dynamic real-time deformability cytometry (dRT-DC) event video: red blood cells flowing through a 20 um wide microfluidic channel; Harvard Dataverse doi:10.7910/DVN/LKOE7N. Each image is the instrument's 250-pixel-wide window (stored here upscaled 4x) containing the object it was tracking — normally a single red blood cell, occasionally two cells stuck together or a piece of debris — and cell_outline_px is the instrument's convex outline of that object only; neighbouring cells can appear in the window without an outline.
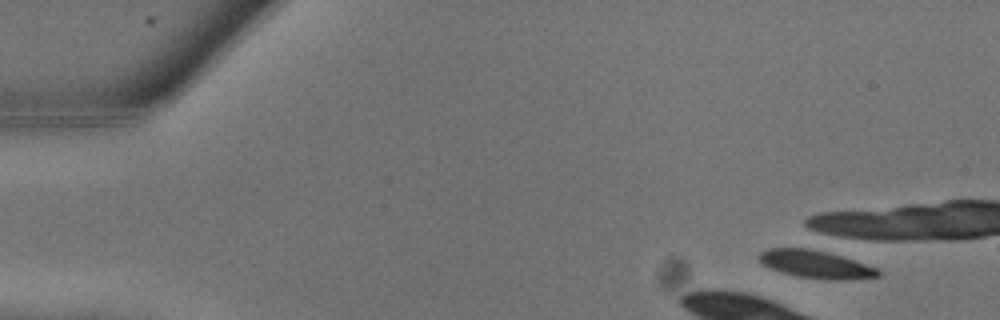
{"species": "common noctule bat (a hibernating species)", "species_latin": "Nyctalus noctula", "temperature_condition": "warm", "stored_images_in_passage": 2, "camera_frame_rate_fps": 3000, "um_per_image_px": 0.085, "animal": {"sex": "male", "body_mass_g": 13.3}, "frame": {"image": 1, "passage_image": 2, "time_ms": 0.333, "image_size_px": [1000, 320], "cell_outline_px": [[880, 276], [852, 280], [824, 280], [800, 276], [784, 272], [760, 264], [756, 256], [760, 252], [768, 248], [808, 248], [828, 252], [876, 268], [880, 272]], "centroid_in_image_um": [69.3, 22.46], "position_along_channel_um": 15.7, "area_um2": 19.19}}